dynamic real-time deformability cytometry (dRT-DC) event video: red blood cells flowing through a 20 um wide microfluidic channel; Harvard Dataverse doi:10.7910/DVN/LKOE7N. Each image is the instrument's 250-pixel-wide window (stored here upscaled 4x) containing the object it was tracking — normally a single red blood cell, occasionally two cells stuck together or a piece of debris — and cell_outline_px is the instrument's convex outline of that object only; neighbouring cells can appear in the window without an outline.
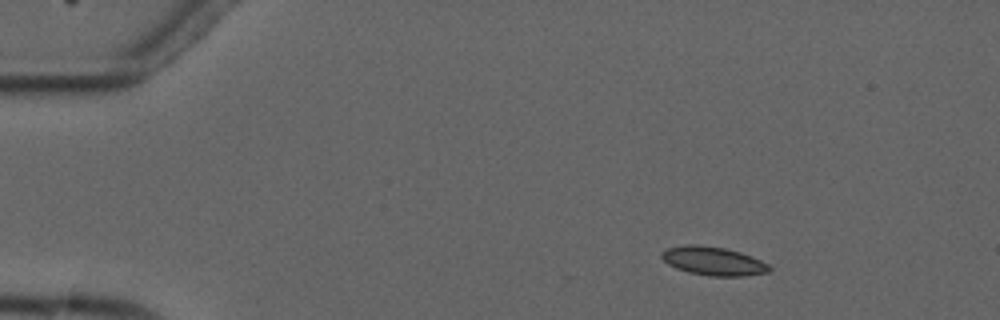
{"species": "common noctule bat (a hibernating species)", "species_latin": "Nyctalus noctula", "temperature_condition": "cold", "stored_images_in_passage": 3, "camera_frame_rate_fps": 3000, "um_per_image_px": 0.085, "animal": {"sex": "male", "forearm_length_mm": 52.5}, "frame": {"image": 1, "passage_image": 1, "time_ms": 0.0, "image_size_px": [1000, 320], "cell_outline_px": [[772, 268], [768, 272], [744, 276], [708, 276], [688, 272], [676, 268], [668, 264], [660, 256], [660, 252], [668, 248], [684, 244], [696, 244], [724, 248], [740, 252], [760, 260], [768, 264]], "centroid_in_image_um": [60.6, 22.19], "position_along_channel_um": 24.4, "area_um2": 17.98}}